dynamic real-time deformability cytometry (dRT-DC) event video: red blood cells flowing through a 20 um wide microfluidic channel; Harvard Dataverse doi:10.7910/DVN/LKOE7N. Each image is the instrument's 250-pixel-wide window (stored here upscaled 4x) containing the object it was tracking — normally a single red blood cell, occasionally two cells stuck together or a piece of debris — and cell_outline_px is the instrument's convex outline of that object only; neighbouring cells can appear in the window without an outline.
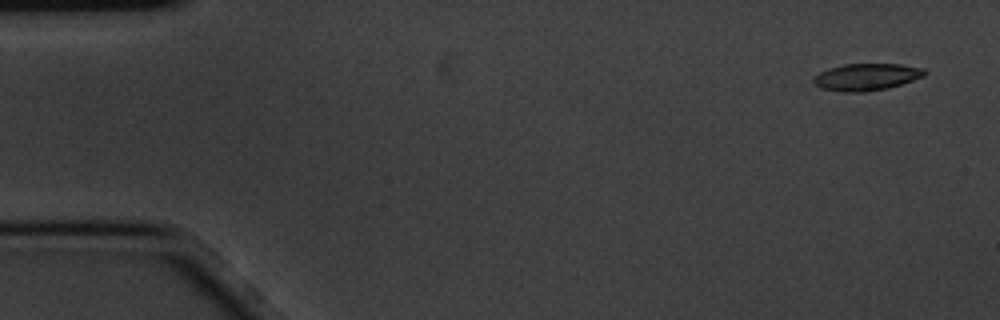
{"species": "common noctule bat (a hibernating species)", "species_latin": "Nyctalus noctula", "temperature_condition": "cold", "stored_images_in_passage": 7, "camera_frame_rate_fps": 3000, "um_per_image_px": 0.085, "animal": {"sex": "male", "body_mass_g": 20.1, "forearm_length_mm": 53.5}, "frame": {"image": 1, "passage_image": 1, "time_ms": 0.0, "image_size_px": [1000, 320], "cell_outline_px": [[928, 72], [924, 76], [888, 88], [864, 92], [840, 92], [820, 88], [812, 80], [820, 72], [828, 68], [844, 64], [900, 64], [924, 68]], "centroid_in_image_um": [73.65, 6.54], "position_along_channel_um": 11.3, "area_um2": 17.46}}
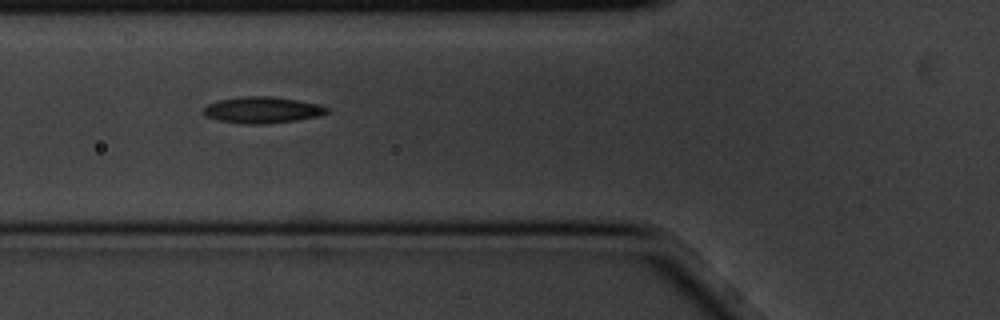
{"frame": {"image": 2, "passage_image": 6, "time_ms": 1.667, "image_size_px": [1000, 320], "cell_outline_px": [[328, 112], [320, 116], [296, 120], [264, 124], [244, 124], [220, 120], [208, 116], [204, 112], [204, 108], [208, 104], [220, 100], [244, 96], [272, 96], [300, 100], [316, 104], [328, 108]], "centroid_in_image_um": [22.34, 9.34], "position_along_channel_um": 103.5, "area_um2": 18.73}}
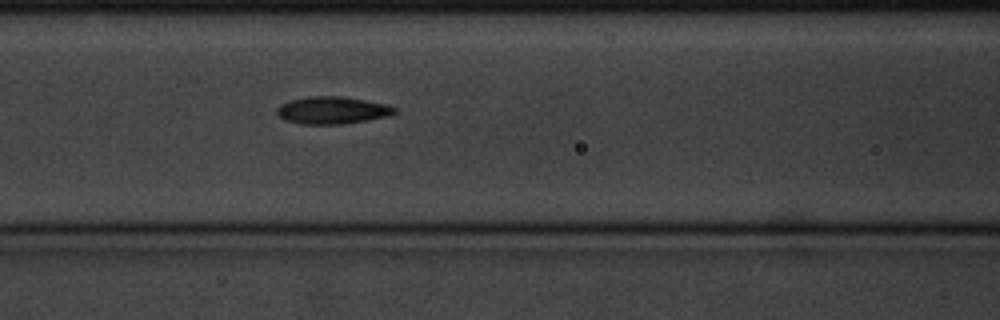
{"frame": {"image": 3, "passage_image": 7, "time_ms": 2.0, "image_size_px": [1000, 320], "cell_outline_px": [[396, 112], [388, 116], [368, 120], [344, 124], [300, 124], [284, 120], [276, 112], [276, 108], [280, 104], [292, 100], [308, 96], [340, 96], [388, 104], [396, 108]], "centroid_in_image_um": [28.24, 9.38], "position_along_channel_um": 138.4, "area_um2": 18.79}}